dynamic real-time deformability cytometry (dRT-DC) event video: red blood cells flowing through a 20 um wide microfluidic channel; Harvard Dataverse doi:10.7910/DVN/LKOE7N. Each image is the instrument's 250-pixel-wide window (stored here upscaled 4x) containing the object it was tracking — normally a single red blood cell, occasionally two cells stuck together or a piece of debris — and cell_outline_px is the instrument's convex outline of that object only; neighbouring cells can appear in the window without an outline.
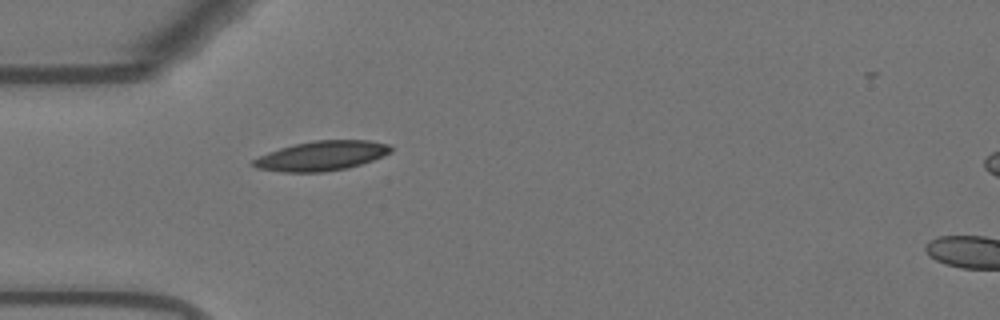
{"species": "Egyptian fruit bat (a non-hibernating species)", "species_latin": "Rousettus aegyptiacus", "temperature_condition": "warm", "stored_images_in_passage": 24, "camera_frame_rate_fps": 3000, "um_per_image_px": 0.085, "animal": {"sex": "female"}, "frame": {"image": 1, "passage_image": 1, "time_ms": 0.0, "image_size_px": [1000, 320], "cell_outline_px": [[392, 152], [384, 156], [348, 168], [324, 172], [284, 172], [256, 168], [248, 164], [252, 160], [268, 152], [280, 148], [296, 144], [316, 140], [368, 140], [388, 144], [392, 148]], "centroid_in_image_um": [27.32, 13.25], "position_along_channel_um": 57.7, "area_um2": 23.76}}
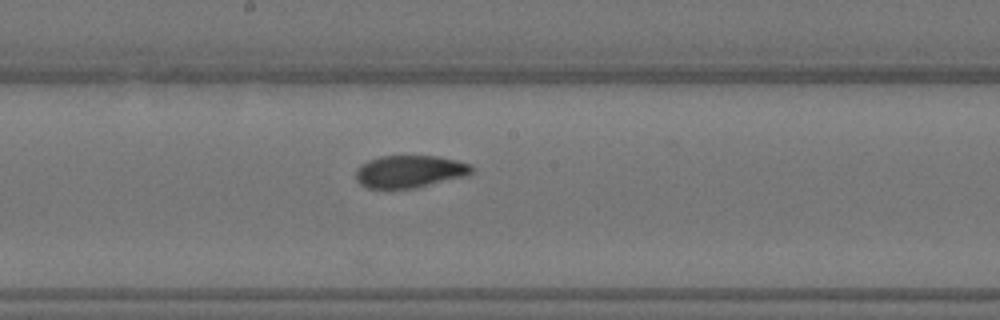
{"frame": {"image": 2, "passage_image": 14, "time_ms": 4.333, "image_size_px": [1000, 320], "cell_outline_px": [[476, 168], [468, 176], [416, 188], [368, 188], [360, 184], [356, 180], [356, 168], [360, 164], [368, 160], [380, 156], [436, 156], [456, 160], [472, 164]], "centroid_in_image_um": [34.86, 14.58], "position_along_channel_um": 213.3, "area_um2": 22.2}}
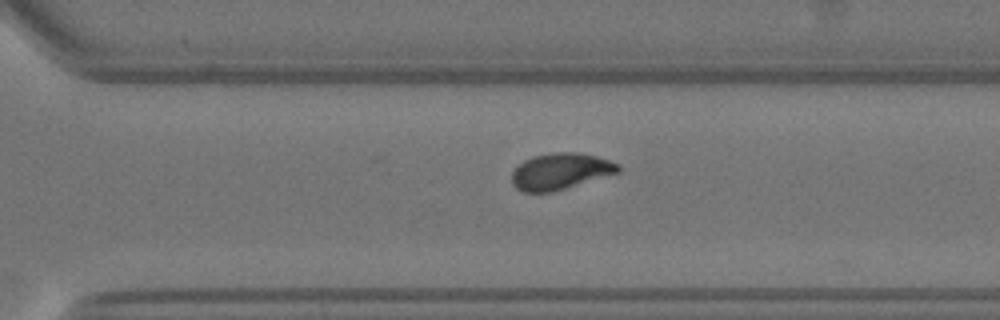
{"frame": {"image": 3, "passage_image": 23, "time_ms": 7.333, "image_size_px": [1000, 320], "cell_outline_px": [[620, 172], [552, 192], [524, 192], [516, 188], [512, 184], [512, 172], [524, 160], [532, 156], [552, 152], [580, 152], [596, 156], [620, 164]], "centroid_in_image_um": [47.64, 14.55], "position_along_channel_um": 323.0, "area_um2": 22.54}}